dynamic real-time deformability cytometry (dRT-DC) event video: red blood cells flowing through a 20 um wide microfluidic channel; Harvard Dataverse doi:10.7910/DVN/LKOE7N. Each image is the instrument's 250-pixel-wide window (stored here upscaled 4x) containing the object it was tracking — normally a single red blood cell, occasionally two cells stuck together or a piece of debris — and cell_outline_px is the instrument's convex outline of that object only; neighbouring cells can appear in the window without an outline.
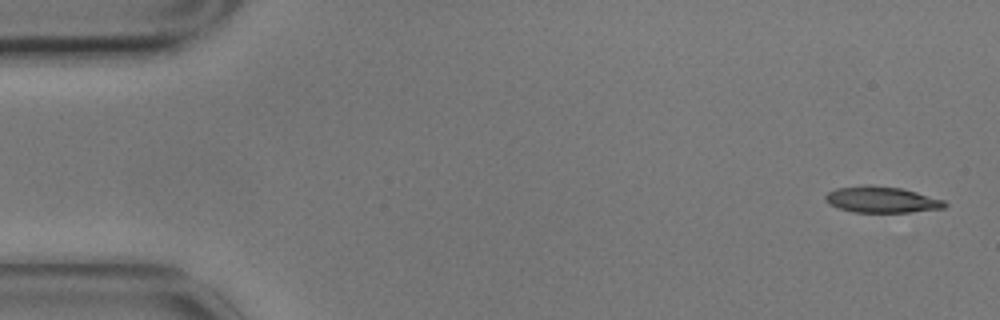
{"species": "common noctule bat (a hibernating species)", "species_latin": "Nyctalus noctula", "temperature_condition": "cold", "stored_images_in_passage": 4, "camera_frame_rate_fps": 3000, "um_per_image_px": 0.085, "animal": {"sex": "male", "body_mass_g": 17.9}, "frame": {"image": 1, "passage_image": 1, "time_ms": 0.0, "image_size_px": [1000, 320], "cell_outline_px": [[948, 204], [944, 208], [912, 212], [852, 212], [840, 208], [824, 200], [824, 196], [828, 192], [836, 188], [864, 184], [868, 184], [900, 188], [916, 192], [944, 200]], "centroid_in_image_um": [74.93, 16.96], "position_along_channel_um": 10.1, "area_um2": 18.21}}
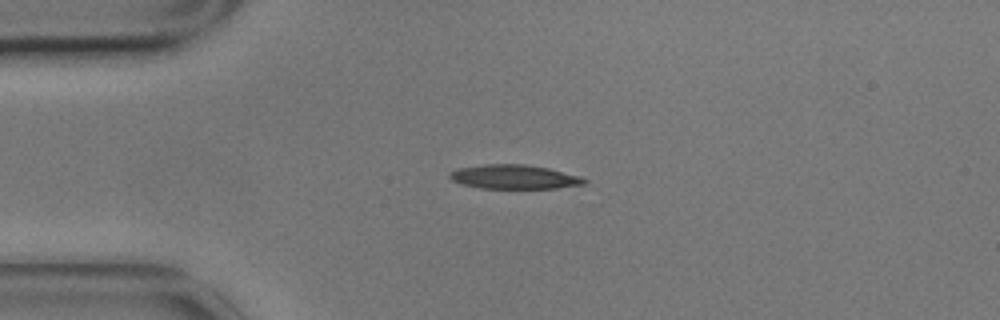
{"frame": {"image": 2, "passage_image": 4, "time_ms": 1.0, "image_size_px": [1000, 320], "cell_outline_px": [[588, 180], [584, 184], [556, 188], [480, 188], [460, 184], [452, 180], [448, 176], [448, 172], [456, 168], [484, 164], [524, 164], [548, 168], [580, 176]], "centroid_in_image_um": [43.65, 15.03], "position_along_channel_um": 41.4, "area_um2": 19.02}}